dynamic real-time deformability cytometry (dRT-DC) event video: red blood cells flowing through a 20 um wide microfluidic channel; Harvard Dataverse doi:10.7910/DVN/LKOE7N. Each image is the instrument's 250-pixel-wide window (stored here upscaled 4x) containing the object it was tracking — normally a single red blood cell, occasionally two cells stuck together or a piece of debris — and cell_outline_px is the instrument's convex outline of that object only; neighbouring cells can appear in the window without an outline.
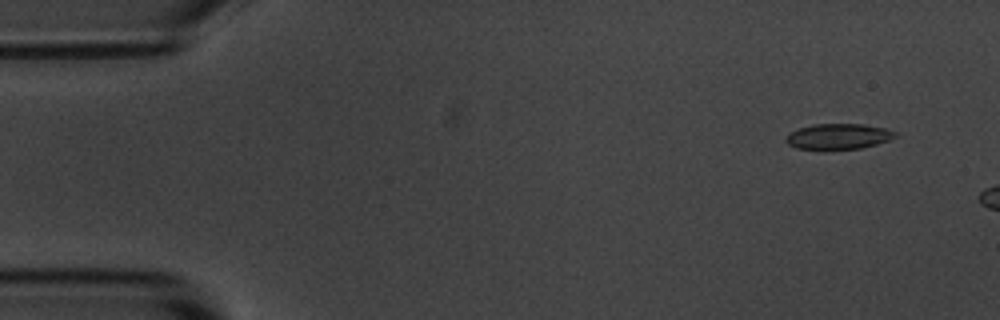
{"species": "common noctule bat (a hibernating species)", "species_latin": "Nyctalus noctula", "temperature_condition": "room temperature", "stored_images_in_passage": 5, "camera_frame_rate_fps": 3000, "um_per_image_px": 0.085, "animal": {"sex": "male", "body_mass_g": 20.1, "forearm_length_mm": 53.5}, "frame": {"image": 1, "passage_image": 1, "time_ms": 0.0, "image_size_px": [1000, 320], "cell_outline_px": [[896, 136], [888, 140], [876, 144], [860, 148], [796, 148], [788, 144], [784, 140], [784, 136], [800, 128], [812, 124], [864, 124], [884, 128], [896, 132]], "centroid_in_image_um": [71.24, 11.57], "position_along_channel_um": 13.8, "area_um2": 15.9}}